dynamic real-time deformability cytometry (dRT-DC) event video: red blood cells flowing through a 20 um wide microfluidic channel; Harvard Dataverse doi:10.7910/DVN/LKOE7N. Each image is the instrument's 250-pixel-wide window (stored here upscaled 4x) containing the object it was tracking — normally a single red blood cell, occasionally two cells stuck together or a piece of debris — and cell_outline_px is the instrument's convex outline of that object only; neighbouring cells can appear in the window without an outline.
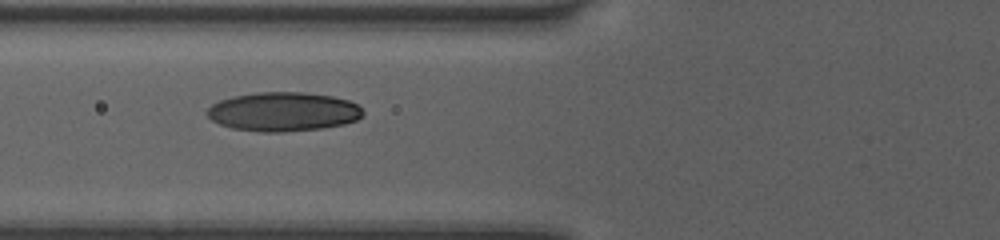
{"species": "human", "species_latin": "Homo sapiens", "temperature_condition": "room temperature", "stored_images_in_passage": 11, "camera_frame_rate_fps": 3000, "um_per_image_px": 0.085, "donor": {"sex": "female"}, "frame": {"image": 1, "passage_image": 10, "time_ms": 3.0, "image_size_px": [1000, 240], "cell_outline_px": [[364, 116], [356, 120], [344, 124], [324, 128], [284, 132], [260, 132], [232, 128], [220, 124], [212, 120], [204, 112], [212, 104], [220, 100], [232, 96], [256, 92], [304, 92], [332, 96], [348, 100], [356, 104], [364, 112]], "centroid_in_image_um": [24.07, 9.49], "position_along_channel_um": 101.7, "area_um2": 35.72}}